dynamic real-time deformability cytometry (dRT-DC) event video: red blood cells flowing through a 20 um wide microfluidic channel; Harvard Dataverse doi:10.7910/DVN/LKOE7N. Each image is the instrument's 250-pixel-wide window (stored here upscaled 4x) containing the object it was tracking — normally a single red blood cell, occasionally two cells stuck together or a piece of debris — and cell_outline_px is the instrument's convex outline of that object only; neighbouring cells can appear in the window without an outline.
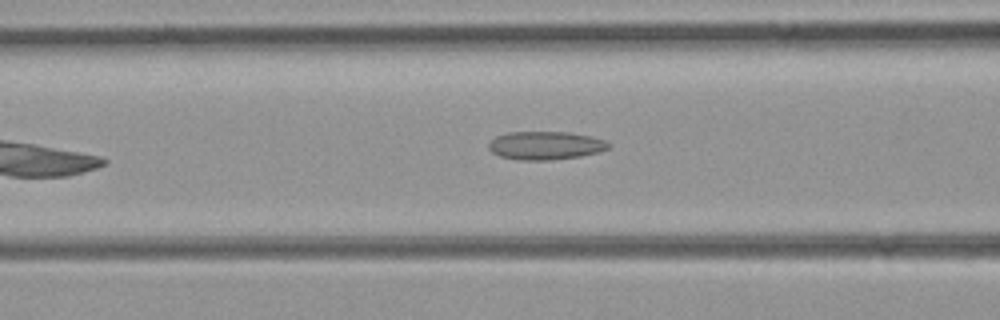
{"species": "common noctule bat (a hibernating species)", "species_latin": "Nyctalus noctula", "temperature_condition": "room temperature", "stored_images_in_passage": 30, "camera_frame_rate_fps": 3000, "um_per_image_px": 0.085, "animal": {"sex": "female", "body_mass_g": 21.9}, "frame": {"image": 1, "passage_image": 5, "time_ms": 1.333, "image_size_px": [1000, 320], "cell_outline_px": [[612, 144], [608, 148], [600, 152], [580, 156], [548, 160], [520, 160], [500, 156], [492, 152], [488, 148], [488, 144], [496, 136], [508, 132], [568, 132], [588, 136], [604, 140]], "centroid_in_image_um": [46.36, 12.37], "position_along_channel_um": 120.2, "area_um2": 19.65}}
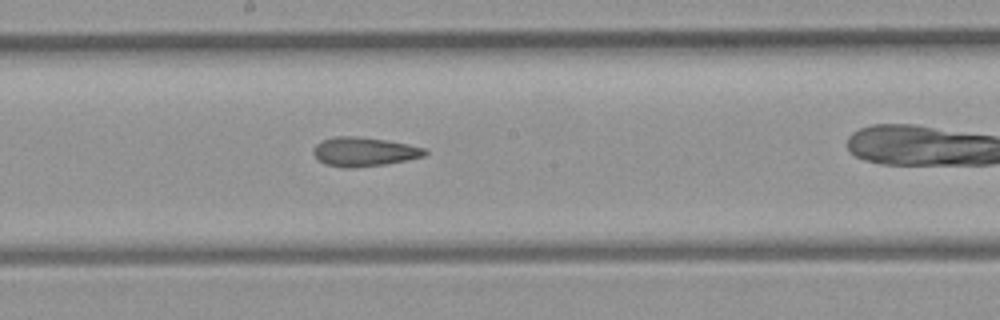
{"frame": {"image": 2, "passage_image": 12, "time_ms": 3.667, "image_size_px": [1000, 320], "cell_outline_px": [[428, 152], [424, 156], [384, 164], [356, 168], [344, 168], [324, 164], [316, 160], [312, 152], [312, 148], [316, 144], [324, 140], [336, 136], [356, 136], [388, 140], [408, 144], [424, 148]], "centroid_in_image_um": [30.88, 12.9], "position_along_channel_um": 217.3, "area_um2": 19.02}}
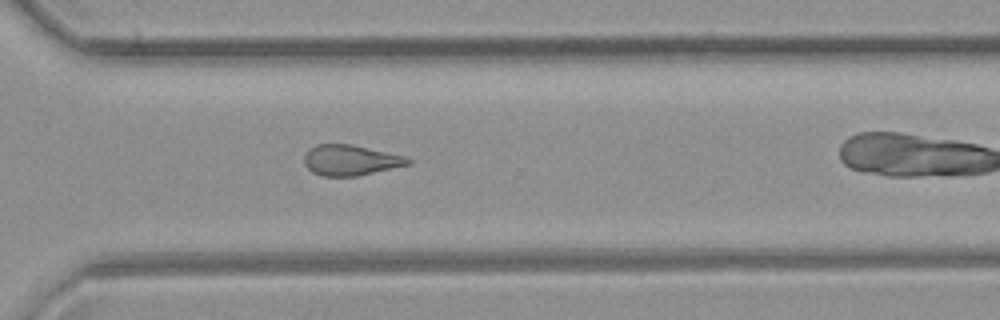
{"frame": {"image": 3, "passage_image": 21, "time_ms": 6.667, "image_size_px": [1000, 320], "cell_outline_px": [[412, 164], [356, 176], [324, 176], [312, 172], [304, 164], [304, 156], [308, 148], [316, 144], [352, 144], [408, 156], [412, 160]], "centroid_in_image_um": [29.82, 13.6], "position_along_channel_um": 340.8, "area_um2": 18.73}}